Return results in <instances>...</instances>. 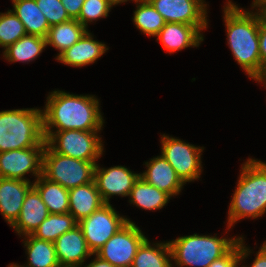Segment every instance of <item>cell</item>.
<instances>
[{
	"mask_svg": "<svg viewBox=\"0 0 266 267\" xmlns=\"http://www.w3.org/2000/svg\"><path fill=\"white\" fill-rule=\"evenodd\" d=\"M251 9H255L261 13H266V0H253Z\"/></svg>",
	"mask_w": 266,
	"mask_h": 267,
	"instance_id": "74e56055",
	"label": "cell"
},
{
	"mask_svg": "<svg viewBox=\"0 0 266 267\" xmlns=\"http://www.w3.org/2000/svg\"><path fill=\"white\" fill-rule=\"evenodd\" d=\"M168 54L188 47H199L204 41L203 34L194 26L183 23L165 22L156 36Z\"/></svg>",
	"mask_w": 266,
	"mask_h": 267,
	"instance_id": "e0dca14e",
	"label": "cell"
},
{
	"mask_svg": "<svg viewBox=\"0 0 266 267\" xmlns=\"http://www.w3.org/2000/svg\"><path fill=\"white\" fill-rule=\"evenodd\" d=\"M45 145L40 108L0 111V152Z\"/></svg>",
	"mask_w": 266,
	"mask_h": 267,
	"instance_id": "277c9868",
	"label": "cell"
},
{
	"mask_svg": "<svg viewBox=\"0 0 266 267\" xmlns=\"http://www.w3.org/2000/svg\"><path fill=\"white\" fill-rule=\"evenodd\" d=\"M45 147H29L0 152V178L30 181L24 177L30 173L35 181L42 175L43 152Z\"/></svg>",
	"mask_w": 266,
	"mask_h": 267,
	"instance_id": "8fae6325",
	"label": "cell"
},
{
	"mask_svg": "<svg viewBox=\"0 0 266 267\" xmlns=\"http://www.w3.org/2000/svg\"><path fill=\"white\" fill-rule=\"evenodd\" d=\"M46 99L42 109L43 131L103 130L105 120L96 96L54 90Z\"/></svg>",
	"mask_w": 266,
	"mask_h": 267,
	"instance_id": "6da1fadb",
	"label": "cell"
},
{
	"mask_svg": "<svg viewBox=\"0 0 266 267\" xmlns=\"http://www.w3.org/2000/svg\"><path fill=\"white\" fill-rule=\"evenodd\" d=\"M54 245L59 265L80 267L93 256L78 225L58 237Z\"/></svg>",
	"mask_w": 266,
	"mask_h": 267,
	"instance_id": "2e32d148",
	"label": "cell"
},
{
	"mask_svg": "<svg viewBox=\"0 0 266 267\" xmlns=\"http://www.w3.org/2000/svg\"><path fill=\"white\" fill-rule=\"evenodd\" d=\"M254 81L263 84V86H266V66L263 68L261 75Z\"/></svg>",
	"mask_w": 266,
	"mask_h": 267,
	"instance_id": "f35d334b",
	"label": "cell"
},
{
	"mask_svg": "<svg viewBox=\"0 0 266 267\" xmlns=\"http://www.w3.org/2000/svg\"><path fill=\"white\" fill-rule=\"evenodd\" d=\"M259 50L261 58V73L266 66V13L259 12Z\"/></svg>",
	"mask_w": 266,
	"mask_h": 267,
	"instance_id": "836d02e7",
	"label": "cell"
},
{
	"mask_svg": "<svg viewBox=\"0 0 266 267\" xmlns=\"http://www.w3.org/2000/svg\"><path fill=\"white\" fill-rule=\"evenodd\" d=\"M33 181L0 178V213L11 227L18 219L22 204Z\"/></svg>",
	"mask_w": 266,
	"mask_h": 267,
	"instance_id": "ac0fdd59",
	"label": "cell"
},
{
	"mask_svg": "<svg viewBox=\"0 0 266 267\" xmlns=\"http://www.w3.org/2000/svg\"><path fill=\"white\" fill-rule=\"evenodd\" d=\"M24 249L27 263L25 267H58L55 245L52 242L40 240L32 234L24 235Z\"/></svg>",
	"mask_w": 266,
	"mask_h": 267,
	"instance_id": "484cf974",
	"label": "cell"
},
{
	"mask_svg": "<svg viewBox=\"0 0 266 267\" xmlns=\"http://www.w3.org/2000/svg\"><path fill=\"white\" fill-rule=\"evenodd\" d=\"M262 247L266 250V241L263 242Z\"/></svg>",
	"mask_w": 266,
	"mask_h": 267,
	"instance_id": "7bdbcfd3",
	"label": "cell"
},
{
	"mask_svg": "<svg viewBox=\"0 0 266 267\" xmlns=\"http://www.w3.org/2000/svg\"><path fill=\"white\" fill-rule=\"evenodd\" d=\"M113 6L128 2V1H134V0H108Z\"/></svg>",
	"mask_w": 266,
	"mask_h": 267,
	"instance_id": "ab89813d",
	"label": "cell"
},
{
	"mask_svg": "<svg viewBox=\"0 0 266 267\" xmlns=\"http://www.w3.org/2000/svg\"><path fill=\"white\" fill-rule=\"evenodd\" d=\"M227 213V232L241 219H258L266 213V162L248 158L242 163Z\"/></svg>",
	"mask_w": 266,
	"mask_h": 267,
	"instance_id": "3957f363",
	"label": "cell"
},
{
	"mask_svg": "<svg viewBox=\"0 0 266 267\" xmlns=\"http://www.w3.org/2000/svg\"><path fill=\"white\" fill-rule=\"evenodd\" d=\"M11 9L23 23L27 34L46 38L50 25L47 18L38 8L35 0H11Z\"/></svg>",
	"mask_w": 266,
	"mask_h": 267,
	"instance_id": "44dd1931",
	"label": "cell"
},
{
	"mask_svg": "<svg viewBox=\"0 0 266 267\" xmlns=\"http://www.w3.org/2000/svg\"><path fill=\"white\" fill-rule=\"evenodd\" d=\"M239 238L194 233L170 240L172 267H209L214 260L224 256Z\"/></svg>",
	"mask_w": 266,
	"mask_h": 267,
	"instance_id": "5b68a950",
	"label": "cell"
},
{
	"mask_svg": "<svg viewBox=\"0 0 266 267\" xmlns=\"http://www.w3.org/2000/svg\"><path fill=\"white\" fill-rule=\"evenodd\" d=\"M251 266L248 267H266V250L260 246L258 252L256 251V255L254 256ZM239 267H247V265H242Z\"/></svg>",
	"mask_w": 266,
	"mask_h": 267,
	"instance_id": "d590c367",
	"label": "cell"
},
{
	"mask_svg": "<svg viewBox=\"0 0 266 267\" xmlns=\"http://www.w3.org/2000/svg\"><path fill=\"white\" fill-rule=\"evenodd\" d=\"M126 217L120 215L110 203H106L78 222L87 246L93 254L127 222H132Z\"/></svg>",
	"mask_w": 266,
	"mask_h": 267,
	"instance_id": "9c48e42d",
	"label": "cell"
},
{
	"mask_svg": "<svg viewBox=\"0 0 266 267\" xmlns=\"http://www.w3.org/2000/svg\"><path fill=\"white\" fill-rule=\"evenodd\" d=\"M106 204L95 181L69 189V213L77 222L90 216Z\"/></svg>",
	"mask_w": 266,
	"mask_h": 267,
	"instance_id": "ffe728a7",
	"label": "cell"
},
{
	"mask_svg": "<svg viewBox=\"0 0 266 267\" xmlns=\"http://www.w3.org/2000/svg\"><path fill=\"white\" fill-rule=\"evenodd\" d=\"M26 34L23 23L11 9L0 12V47L6 49Z\"/></svg>",
	"mask_w": 266,
	"mask_h": 267,
	"instance_id": "f546056e",
	"label": "cell"
},
{
	"mask_svg": "<svg viewBox=\"0 0 266 267\" xmlns=\"http://www.w3.org/2000/svg\"><path fill=\"white\" fill-rule=\"evenodd\" d=\"M144 164L147 168L143 173L140 172V177L144 181L166 192L171 197L181 193L185 183L161 154Z\"/></svg>",
	"mask_w": 266,
	"mask_h": 267,
	"instance_id": "9a60e30c",
	"label": "cell"
},
{
	"mask_svg": "<svg viewBox=\"0 0 266 267\" xmlns=\"http://www.w3.org/2000/svg\"><path fill=\"white\" fill-rule=\"evenodd\" d=\"M140 173H134L125 166L102 168L97 163L94 169V181L97 189L107 204L112 196L128 197Z\"/></svg>",
	"mask_w": 266,
	"mask_h": 267,
	"instance_id": "4fadbf2b",
	"label": "cell"
},
{
	"mask_svg": "<svg viewBox=\"0 0 266 267\" xmlns=\"http://www.w3.org/2000/svg\"><path fill=\"white\" fill-rule=\"evenodd\" d=\"M100 132L64 130L43 131V134L46 144L54 152L74 159L96 162L104 152Z\"/></svg>",
	"mask_w": 266,
	"mask_h": 267,
	"instance_id": "8992f818",
	"label": "cell"
},
{
	"mask_svg": "<svg viewBox=\"0 0 266 267\" xmlns=\"http://www.w3.org/2000/svg\"><path fill=\"white\" fill-rule=\"evenodd\" d=\"M46 47V38L37 35L26 34L14 44H11L4 49L2 55L4 59L10 63H28L37 59V57L41 55Z\"/></svg>",
	"mask_w": 266,
	"mask_h": 267,
	"instance_id": "d4e9b609",
	"label": "cell"
},
{
	"mask_svg": "<svg viewBox=\"0 0 266 267\" xmlns=\"http://www.w3.org/2000/svg\"><path fill=\"white\" fill-rule=\"evenodd\" d=\"M97 163L61 155L46 144L43 152L42 175L69 190L92 182Z\"/></svg>",
	"mask_w": 266,
	"mask_h": 267,
	"instance_id": "52a82bcc",
	"label": "cell"
},
{
	"mask_svg": "<svg viewBox=\"0 0 266 267\" xmlns=\"http://www.w3.org/2000/svg\"><path fill=\"white\" fill-rule=\"evenodd\" d=\"M48 215L47 206L32 186L25 195L18 219L11 227L19 237L32 234Z\"/></svg>",
	"mask_w": 266,
	"mask_h": 267,
	"instance_id": "d6986e66",
	"label": "cell"
},
{
	"mask_svg": "<svg viewBox=\"0 0 266 267\" xmlns=\"http://www.w3.org/2000/svg\"><path fill=\"white\" fill-rule=\"evenodd\" d=\"M93 256H95L93 261L91 260L89 264H86L85 262V265L83 264L80 267H114L111 263H109L106 260L101 259L96 254H93Z\"/></svg>",
	"mask_w": 266,
	"mask_h": 267,
	"instance_id": "8d00e7d4",
	"label": "cell"
},
{
	"mask_svg": "<svg viewBox=\"0 0 266 267\" xmlns=\"http://www.w3.org/2000/svg\"><path fill=\"white\" fill-rule=\"evenodd\" d=\"M109 48L105 43L94 40V36L87 30L83 36L70 48H67L55 59L71 67H84L93 64L102 55L106 53Z\"/></svg>",
	"mask_w": 266,
	"mask_h": 267,
	"instance_id": "5bb4252c",
	"label": "cell"
},
{
	"mask_svg": "<svg viewBox=\"0 0 266 267\" xmlns=\"http://www.w3.org/2000/svg\"><path fill=\"white\" fill-rule=\"evenodd\" d=\"M131 267H172L169 242L150 243L147 238L138 248Z\"/></svg>",
	"mask_w": 266,
	"mask_h": 267,
	"instance_id": "cb8c5ba5",
	"label": "cell"
},
{
	"mask_svg": "<svg viewBox=\"0 0 266 267\" xmlns=\"http://www.w3.org/2000/svg\"><path fill=\"white\" fill-rule=\"evenodd\" d=\"M165 22L194 25L201 33L208 27L205 0H148Z\"/></svg>",
	"mask_w": 266,
	"mask_h": 267,
	"instance_id": "7c38bea8",
	"label": "cell"
},
{
	"mask_svg": "<svg viewBox=\"0 0 266 267\" xmlns=\"http://www.w3.org/2000/svg\"><path fill=\"white\" fill-rule=\"evenodd\" d=\"M112 8L108 0H85L77 20L88 30V23L106 18Z\"/></svg>",
	"mask_w": 266,
	"mask_h": 267,
	"instance_id": "4dcf8cb0",
	"label": "cell"
},
{
	"mask_svg": "<svg viewBox=\"0 0 266 267\" xmlns=\"http://www.w3.org/2000/svg\"><path fill=\"white\" fill-rule=\"evenodd\" d=\"M33 187L38 191L49 213H69V190L40 175Z\"/></svg>",
	"mask_w": 266,
	"mask_h": 267,
	"instance_id": "7402d4cb",
	"label": "cell"
},
{
	"mask_svg": "<svg viewBox=\"0 0 266 267\" xmlns=\"http://www.w3.org/2000/svg\"><path fill=\"white\" fill-rule=\"evenodd\" d=\"M58 267H77V266L59 265Z\"/></svg>",
	"mask_w": 266,
	"mask_h": 267,
	"instance_id": "b9f144b4",
	"label": "cell"
},
{
	"mask_svg": "<svg viewBox=\"0 0 266 267\" xmlns=\"http://www.w3.org/2000/svg\"><path fill=\"white\" fill-rule=\"evenodd\" d=\"M78 222L70 213H49L48 217L32 233L34 237L54 243L58 237L72 230Z\"/></svg>",
	"mask_w": 266,
	"mask_h": 267,
	"instance_id": "f1b7e54d",
	"label": "cell"
},
{
	"mask_svg": "<svg viewBox=\"0 0 266 267\" xmlns=\"http://www.w3.org/2000/svg\"><path fill=\"white\" fill-rule=\"evenodd\" d=\"M160 143L161 155L185 184L199 180L203 171L201 155L204 147L165 134L161 135Z\"/></svg>",
	"mask_w": 266,
	"mask_h": 267,
	"instance_id": "ba28073f",
	"label": "cell"
},
{
	"mask_svg": "<svg viewBox=\"0 0 266 267\" xmlns=\"http://www.w3.org/2000/svg\"><path fill=\"white\" fill-rule=\"evenodd\" d=\"M38 8L47 18L50 26L66 22L71 18L67 14L61 0H35Z\"/></svg>",
	"mask_w": 266,
	"mask_h": 267,
	"instance_id": "d6a6232c",
	"label": "cell"
},
{
	"mask_svg": "<svg viewBox=\"0 0 266 267\" xmlns=\"http://www.w3.org/2000/svg\"><path fill=\"white\" fill-rule=\"evenodd\" d=\"M8 267H25V266H23V265H19L18 263H10L9 265H8Z\"/></svg>",
	"mask_w": 266,
	"mask_h": 267,
	"instance_id": "60d3db41",
	"label": "cell"
},
{
	"mask_svg": "<svg viewBox=\"0 0 266 267\" xmlns=\"http://www.w3.org/2000/svg\"><path fill=\"white\" fill-rule=\"evenodd\" d=\"M227 44L237 64L251 80L261 75L259 11L244 10L227 0L223 7Z\"/></svg>",
	"mask_w": 266,
	"mask_h": 267,
	"instance_id": "7a4b0ae2",
	"label": "cell"
},
{
	"mask_svg": "<svg viewBox=\"0 0 266 267\" xmlns=\"http://www.w3.org/2000/svg\"><path fill=\"white\" fill-rule=\"evenodd\" d=\"M136 10L133 15V24L143 34L156 37L164 26L162 15L153 7L148 0H134Z\"/></svg>",
	"mask_w": 266,
	"mask_h": 267,
	"instance_id": "83f0119b",
	"label": "cell"
},
{
	"mask_svg": "<svg viewBox=\"0 0 266 267\" xmlns=\"http://www.w3.org/2000/svg\"><path fill=\"white\" fill-rule=\"evenodd\" d=\"M128 197L130 204L149 211L162 209L171 199L169 194L148 184L141 177L135 182Z\"/></svg>",
	"mask_w": 266,
	"mask_h": 267,
	"instance_id": "603a6c76",
	"label": "cell"
},
{
	"mask_svg": "<svg viewBox=\"0 0 266 267\" xmlns=\"http://www.w3.org/2000/svg\"><path fill=\"white\" fill-rule=\"evenodd\" d=\"M86 31L87 29L77 19H70L66 22L52 25L46 36L47 46L50 45L58 50V56L75 44Z\"/></svg>",
	"mask_w": 266,
	"mask_h": 267,
	"instance_id": "4316f807",
	"label": "cell"
},
{
	"mask_svg": "<svg viewBox=\"0 0 266 267\" xmlns=\"http://www.w3.org/2000/svg\"><path fill=\"white\" fill-rule=\"evenodd\" d=\"M85 0H61L67 14L71 19H77Z\"/></svg>",
	"mask_w": 266,
	"mask_h": 267,
	"instance_id": "e575fe53",
	"label": "cell"
},
{
	"mask_svg": "<svg viewBox=\"0 0 266 267\" xmlns=\"http://www.w3.org/2000/svg\"><path fill=\"white\" fill-rule=\"evenodd\" d=\"M147 238L134 222H127L95 254L114 267H131L138 248Z\"/></svg>",
	"mask_w": 266,
	"mask_h": 267,
	"instance_id": "30bf717a",
	"label": "cell"
},
{
	"mask_svg": "<svg viewBox=\"0 0 266 267\" xmlns=\"http://www.w3.org/2000/svg\"><path fill=\"white\" fill-rule=\"evenodd\" d=\"M244 242L243 236H240L238 242L224 256L214 260L209 267H239L250 253H254Z\"/></svg>",
	"mask_w": 266,
	"mask_h": 267,
	"instance_id": "1f68e13d",
	"label": "cell"
}]
</instances>
